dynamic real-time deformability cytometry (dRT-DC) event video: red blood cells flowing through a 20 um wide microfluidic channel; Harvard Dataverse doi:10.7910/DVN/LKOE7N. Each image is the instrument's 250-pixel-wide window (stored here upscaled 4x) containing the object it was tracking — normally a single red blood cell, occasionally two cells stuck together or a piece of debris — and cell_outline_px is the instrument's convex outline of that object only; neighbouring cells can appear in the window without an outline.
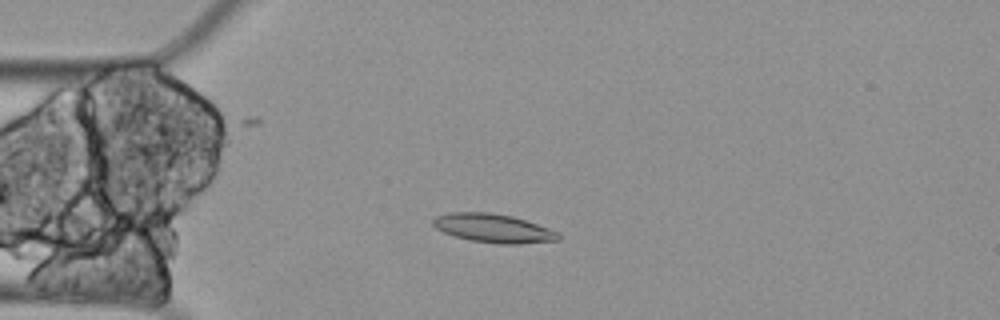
{"species": "Egyptian fruit bat (a non-hibernating species)", "species_latin": "Rousettus aegyptiacus", "temperature_condition": "cold", "stored_images_in_passage": 19, "camera_frame_rate_fps": 3000, "um_per_image_px": 0.085, "animal": {"sex": "female"}, "frame": {"image": 1, "passage_image": 16, "time_ms": 5.0, "image_size_px": [1000, 320], "cell_outline_px": [[560, 240], [520, 244], [500, 244], [468, 240], [444, 232], [436, 228], [432, 224], [432, 220], [436, 216], [452, 212], [488, 212], [512, 216], [560, 232]], "centroid_in_image_um": [41.94, 19.41], "position_along_channel_um": 43.1, "area_um2": 20.92}}